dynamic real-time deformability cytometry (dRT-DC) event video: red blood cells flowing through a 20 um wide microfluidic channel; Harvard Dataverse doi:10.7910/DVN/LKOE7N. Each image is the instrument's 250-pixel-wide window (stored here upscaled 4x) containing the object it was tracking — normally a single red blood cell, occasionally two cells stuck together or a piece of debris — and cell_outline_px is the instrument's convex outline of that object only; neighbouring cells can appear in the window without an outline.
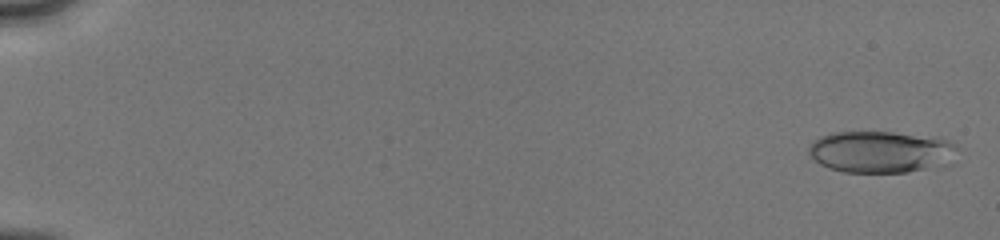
{"species": "human", "species_latin": "Homo sapiens", "temperature_condition": "cold", "stored_images_in_passage": 27, "camera_frame_rate_fps": 3000, "um_per_image_px": 0.085, "donor": {"sex": "male"}, "frame": {"image": 1, "passage_image": 2, "time_ms": 0.333, "image_size_px": [1000, 240], "cell_outline_px": [[956, 148], [932, 164], [924, 168], [908, 172], [844, 172], [828, 168], [812, 160], [808, 152], [808, 148], [812, 140], [820, 136], [832, 132], [892, 132], [936, 136], [948, 140], [956, 144]], "centroid_in_image_um": [74.64, 12.87], "position_along_channel_um": 10.4, "area_um2": 35.2}}
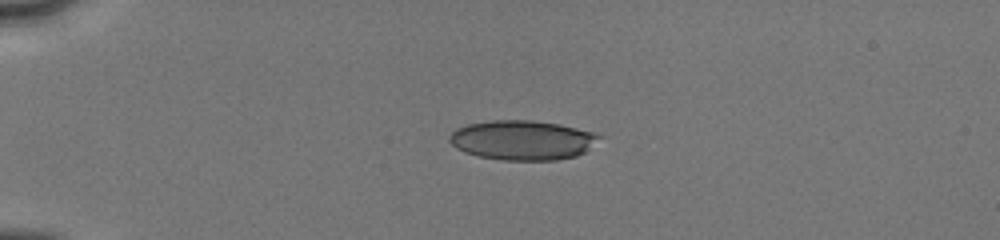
{"frame": {"image": 2, "passage_image": 17, "time_ms": 4.333, "image_size_px": [1000, 240], "cell_outline_px": [[604, 136], [584, 152], [576, 156], [556, 160], [500, 160], [476, 156], [464, 152], [456, 148], [448, 140], [448, 136], [456, 128], [468, 124], [492, 120], [532, 120], [560, 124], [592, 132]], "centroid_in_image_um": [44.38, 11.91], "position_along_channel_um": 40.6, "area_um2": 34.74}}